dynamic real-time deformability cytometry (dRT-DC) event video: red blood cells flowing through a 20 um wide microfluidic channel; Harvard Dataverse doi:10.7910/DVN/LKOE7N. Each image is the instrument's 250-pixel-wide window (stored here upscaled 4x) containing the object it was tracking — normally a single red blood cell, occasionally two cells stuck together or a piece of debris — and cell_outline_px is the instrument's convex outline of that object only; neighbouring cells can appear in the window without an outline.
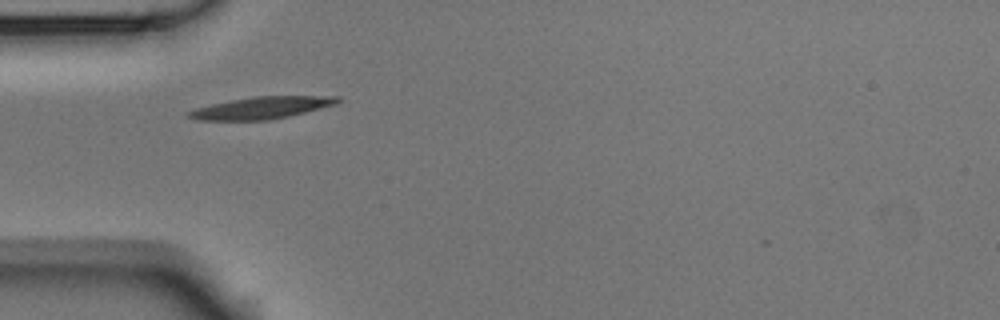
{"species": "Egyptian fruit bat (a non-hibernating species)", "species_latin": "Rousettus aegyptiacus", "temperature_condition": "room temperature", "stored_images_in_passage": 2, "camera_frame_rate_fps": 3000, "um_per_image_px": 0.085, "animal": {"sex": "male"}, "frame": {"image": 1, "passage_image": 1, "time_ms": 0.0, "image_size_px": [1000, 320], "cell_outline_px": [[344, 100], [336, 104], [288, 116], [268, 120], [200, 120], [184, 116], [184, 112], [196, 108], [212, 104], [232, 100], [256, 96], [340, 96]], "centroid_in_image_um": [22.22, 9.16], "position_along_channel_um": 62.8, "area_um2": 19.07}}
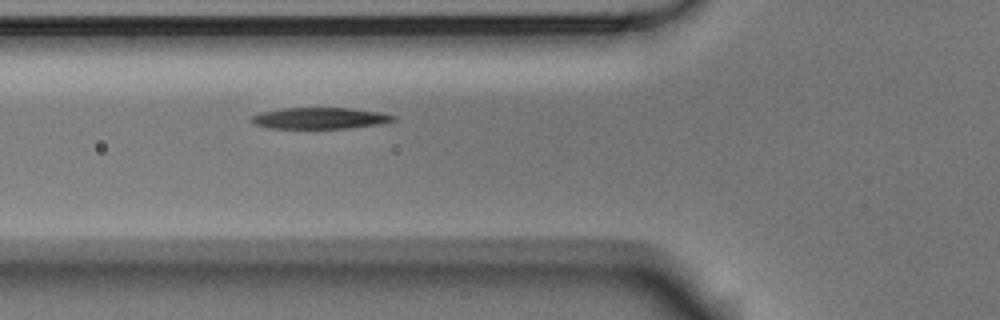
{"frame": {"image": 2, "passage_image": 2, "time_ms": 0.333, "image_size_px": [1000, 320], "cell_outline_px": [[396, 120], [380, 124], [348, 128], [268, 128], [256, 124], [248, 120], [252, 116], [260, 112], [280, 108], [352, 108], [380, 112], [396, 116]], "centroid_in_image_um": [27.18, 10.04], "position_along_channel_um": 98.6, "area_um2": 17.69}}